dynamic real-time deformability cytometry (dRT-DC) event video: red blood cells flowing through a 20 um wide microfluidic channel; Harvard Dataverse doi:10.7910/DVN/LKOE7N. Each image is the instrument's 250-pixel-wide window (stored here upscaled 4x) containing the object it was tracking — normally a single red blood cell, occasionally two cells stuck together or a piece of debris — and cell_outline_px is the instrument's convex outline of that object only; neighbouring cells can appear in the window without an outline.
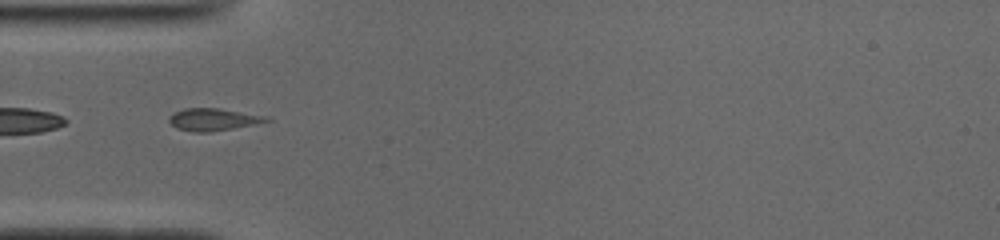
{"species": "common noctule bat (a hibernating species)", "species_latin": "Nyctalus noctula", "temperature_condition": "cold", "stored_images_in_passage": 34, "camera_frame_rate_fps": 3000, "um_per_image_px": 0.085, "animal": {"sex": "male", "body_mass_g": 19.0, "forearm_length_mm": 50.8}, "frame": {"image": 1, "passage_image": 1, "time_ms": 0.0, "image_size_px": [1000, 240], "cell_outline_px": [[272, 120], [232, 128], [208, 132], [192, 132], [176, 128], [168, 120], [168, 116], [172, 112], [184, 108], [216, 108], [268, 116]], "centroid_in_image_um": [18.05, 10.15], "position_along_channel_um": 66.9, "area_um2": 12.54}}
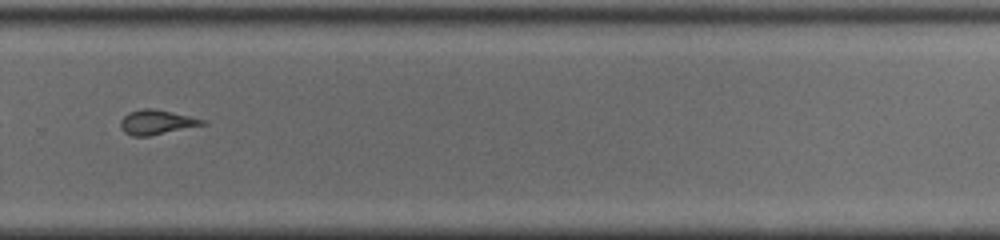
{"frame": {"image": 2, "passage_image": 20, "time_ms": 6.333, "image_size_px": [1000, 240], "cell_outline_px": [[208, 124], [148, 136], [132, 136], [124, 132], [120, 128], [120, 120], [128, 112], [144, 108], [152, 108], [172, 112], [208, 120]], "centroid_in_image_um": [13.33, 10.38], "position_along_channel_um": 316.5, "area_um2": 11.85}}